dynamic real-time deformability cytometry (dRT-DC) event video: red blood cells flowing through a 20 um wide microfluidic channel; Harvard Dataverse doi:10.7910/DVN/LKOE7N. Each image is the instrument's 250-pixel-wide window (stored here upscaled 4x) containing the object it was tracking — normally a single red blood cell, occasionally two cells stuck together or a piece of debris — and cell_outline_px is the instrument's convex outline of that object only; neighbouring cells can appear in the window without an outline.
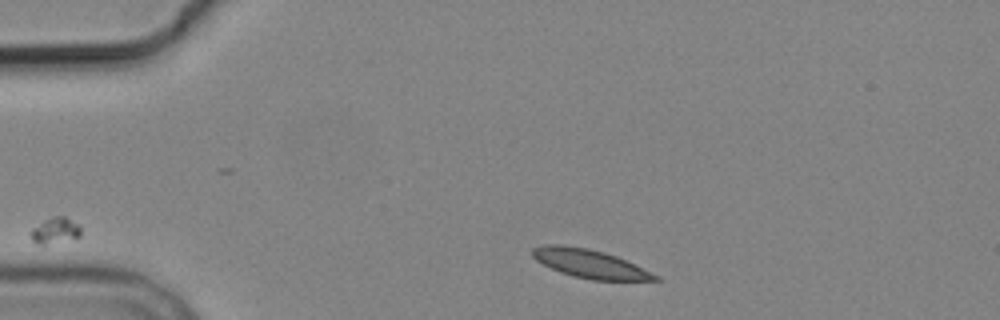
{"species": "common noctule bat (a hibernating species)", "species_latin": "Nyctalus noctula", "temperature_condition": "cold", "stored_images_in_passage": 6, "camera_frame_rate_fps": 3000, "um_per_image_px": 0.085, "animal": {"sex": "male", "body_mass_g": 19.2, "forearm_length_mm": 51.8}, "frame": {"image": 1, "passage_image": 6, "time_ms": 6.667, "image_size_px": [1000, 320], "cell_outline_px": [[660, 280], [592, 280], [560, 272], [536, 260], [532, 256], [532, 248], [544, 244], [560, 244], [588, 248], [604, 252], [616, 256], [660, 276]], "centroid_in_image_um": [50.12, 22.4], "position_along_channel_um": 34.9, "area_um2": 20.17}}